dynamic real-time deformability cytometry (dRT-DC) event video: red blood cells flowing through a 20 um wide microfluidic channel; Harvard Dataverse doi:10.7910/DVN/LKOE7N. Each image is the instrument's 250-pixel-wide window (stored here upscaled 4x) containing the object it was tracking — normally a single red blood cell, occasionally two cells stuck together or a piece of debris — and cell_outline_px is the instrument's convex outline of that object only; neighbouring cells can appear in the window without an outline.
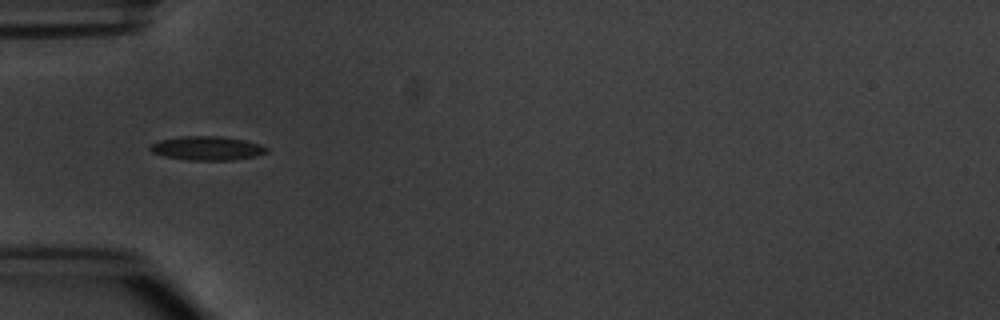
{"species": "common noctule bat (a hibernating species)", "species_latin": "Nyctalus noctula", "temperature_condition": "warm", "stored_images_in_passage": 7, "camera_frame_rate_fps": 3000, "um_per_image_px": 0.085, "animal": {"sex": "male", "body_mass_g": 20.1, "forearm_length_mm": 53.5}, "frame": {"image": 1, "passage_image": 5, "time_ms": 5.667, "image_size_px": [1000, 320], "cell_outline_px": [[268, 152], [256, 156], [232, 160], [188, 160], [164, 156], [152, 152], [148, 148], [152, 144], [160, 140], [180, 136], [220, 136], [244, 140], [260, 144], [268, 148]], "centroid_in_image_um": [17.61, 12.6], "position_along_channel_um": 67.4, "area_um2": 16.24}}